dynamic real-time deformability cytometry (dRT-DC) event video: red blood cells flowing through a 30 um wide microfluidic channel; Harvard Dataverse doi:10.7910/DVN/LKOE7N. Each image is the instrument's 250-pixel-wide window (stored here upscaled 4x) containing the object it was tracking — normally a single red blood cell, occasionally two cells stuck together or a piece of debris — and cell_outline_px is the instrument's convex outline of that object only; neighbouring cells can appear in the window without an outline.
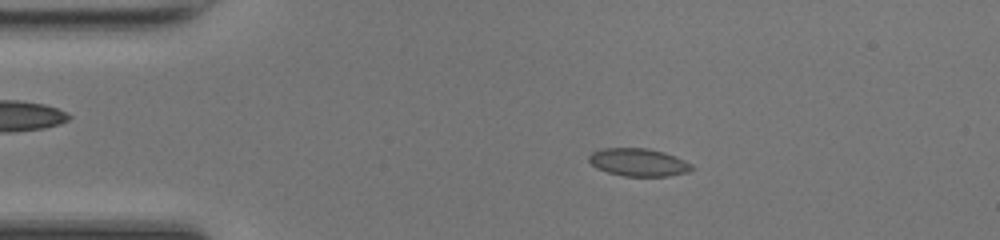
{"species": "common noctule bat (a hibernating species)", "species_latin": "Nyctalus noctula", "temperature_condition": "room temperature", "stored_images_in_passage": 49, "camera_frame_rate_fps": 3000, "um_per_image_px": 0.085, "animal": {"sex": "female", "body_mass_g": 17.0, "forearm_length_mm": 48.0}, "frame": {"image": 1, "passage_image": 9, "time_ms": 2.667, "image_size_px": [1000, 240], "cell_outline_px": [[696, 168], [688, 172], [668, 176], [624, 176], [608, 172], [596, 168], [588, 160], [588, 156], [592, 152], [604, 148], [648, 148], [664, 152], [684, 160], [692, 164]], "centroid_in_image_um": [54.28, 13.8], "position_along_channel_um": 30.7, "area_um2": 16.7}}
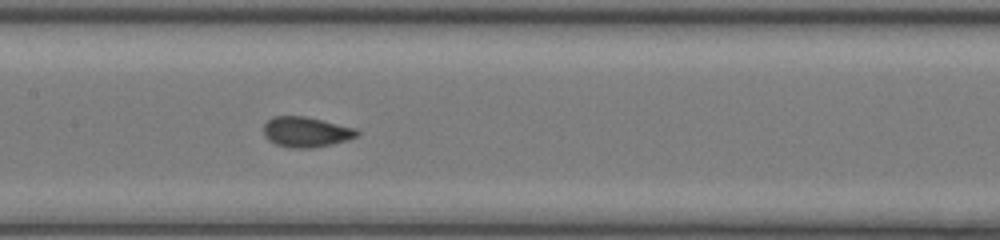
{"frame": {"image": 2, "passage_image": 23, "time_ms": 7.333, "image_size_px": [1000, 240], "cell_outline_px": [[360, 132], [356, 136], [348, 140], [332, 144], [312, 148], [288, 148], [276, 144], [268, 140], [264, 136], [264, 124], [272, 116], [304, 116], [356, 128]], "centroid_in_image_um": [26.0, 11.22], "position_along_channel_um": 181.4, "area_um2": 16.53}}
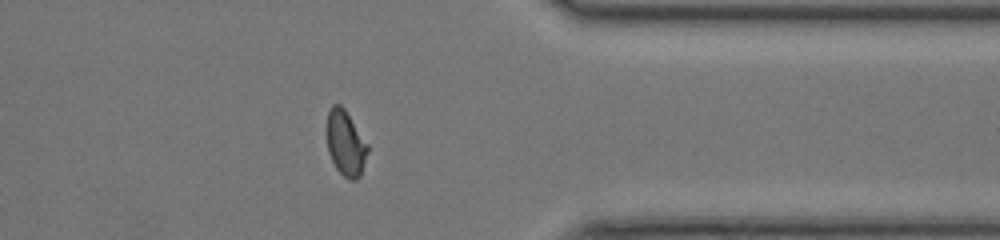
{"frame": {"image": 3, "passage_image": 38, "time_ms": 12.333, "image_size_px": [1000, 240], "cell_outline_px": [[368, 152], [360, 176], [356, 180], [348, 180], [336, 168], [328, 152], [328, 112], [332, 104], [340, 104], [344, 108], [368, 144]], "centroid_in_image_um": [29.39, 12.19], "position_along_channel_um": 382.0, "area_um2": 15.32}, "authors_computed_cell_mechanics": {"area_um2": 16.4152, "velocity_mm_per_s": 4.278, "shape_relaxation_time_tau1_ms": 5.8777, "shape_relaxation_time_tau2_ms": null, "deformation_change_tau1": 0.1502, "deformation_change_tau2": null}}